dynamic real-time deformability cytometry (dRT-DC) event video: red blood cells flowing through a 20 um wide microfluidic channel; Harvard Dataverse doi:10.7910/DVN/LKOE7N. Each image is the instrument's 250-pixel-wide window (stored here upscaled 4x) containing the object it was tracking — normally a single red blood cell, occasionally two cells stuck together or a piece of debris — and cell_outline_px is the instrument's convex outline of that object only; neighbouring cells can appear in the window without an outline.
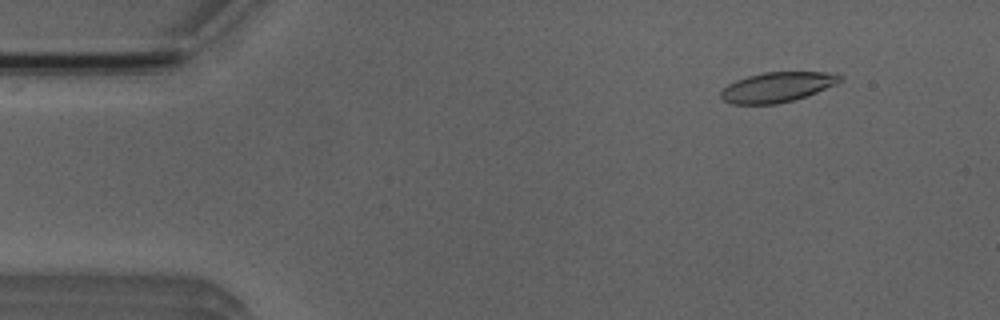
{"species": "Egyptian fruit bat (a non-hibernating species)", "species_latin": "Rousettus aegyptiacus", "temperature_condition": "room temperature", "stored_images_in_passage": 14, "camera_frame_rate_fps": 3000, "um_per_image_px": 0.085, "animal": {"sex": "male"}, "frame": {"image": 1, "passage_image": 4, "time_ms": 1.0, "image_size_px": [1000, 320], "cell_outline_px": [[840, 80], [836, 84], [816, 92], [792, 100], [776, 104], [732, 104], [724, 100], [720, 96], [720, 92], [728, 84], [736, 80], [748, 76], [764, 72], [836, 72], [840, 76]], "centroid_in_image_um": [66.04, 7.4], "position_along_channel_um": 19.0, "area_um2": 20.58}}